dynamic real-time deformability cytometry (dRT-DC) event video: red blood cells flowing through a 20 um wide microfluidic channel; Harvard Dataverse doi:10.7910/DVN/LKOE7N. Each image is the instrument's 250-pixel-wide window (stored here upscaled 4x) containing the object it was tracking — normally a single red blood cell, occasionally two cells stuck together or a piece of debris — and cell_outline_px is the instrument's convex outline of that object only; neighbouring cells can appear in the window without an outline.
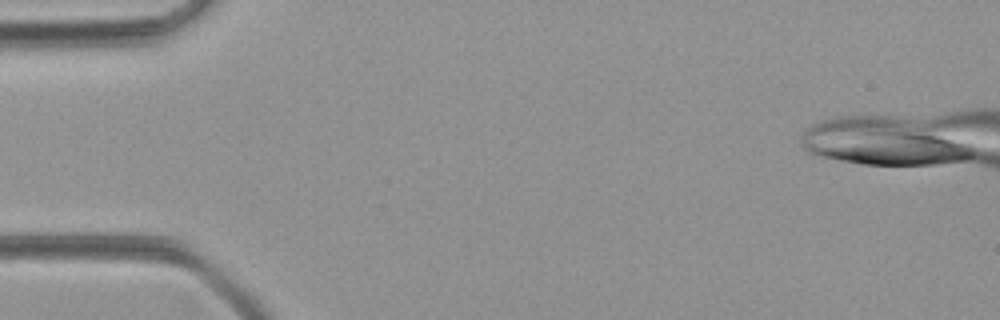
{"species": "common noctule bat (a hibernating species)", "species_latin": "Nyctalus noctula", "temperature_condition": "room temperature", "stored_images_in_passage": 13, "camera_frame_rate_fps": 3000, "um_per_image_px": 0.085, "animal": {"sex": "female", "body_mass_g": 21.9}, "frame": {"image": 1, "passage_image": 1, "time_ms": 0.0, "image_size_px": [1000, 320], "cell_outline_px": [[968, 156], [912, 164], [880, 164], [856, 160], [840, 156], [852, 152], [928, 140], [936, 140], [964, 152]], "centroid_in_image_um": [77.17, 13.04], "position_along_channel_um": 7.8, "area_um2": 13.41}}